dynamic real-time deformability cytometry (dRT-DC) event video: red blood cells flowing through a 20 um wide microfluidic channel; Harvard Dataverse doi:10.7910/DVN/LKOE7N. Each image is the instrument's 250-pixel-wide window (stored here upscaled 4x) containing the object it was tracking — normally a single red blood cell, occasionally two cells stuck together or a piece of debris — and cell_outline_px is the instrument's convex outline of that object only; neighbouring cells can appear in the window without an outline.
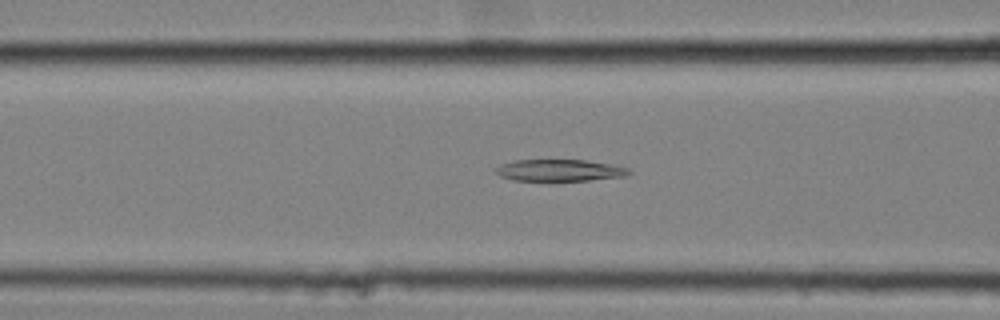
{"species": "common noctule bat (a hibernating species)", "species_latin": "Nyctalus noctula", "temperature_condition": "cold", "stored_images_in_passage": 46, "camera_frame_rate_fps": 3000, "um_per_image_px": 0.085, "animal": {"sex": "female", "body_mass_g": 25.1}, "frame": {"image": 1, "passage_image": 12, "time_ms": 3.667, "image_size_px": [1000, 320], "cell_outline_px": [[632, 172], [628, 176], [588, 180], [512, 180], [500, 176], [496, 172], [496, 168], [500, 164], [512, 160], [584, 160], [612, 164], [628, 168]], "centroid_in_image_um": [47.58, 14.47], "position_along_channel_um": 119.0, "area_um2": 16.82}}
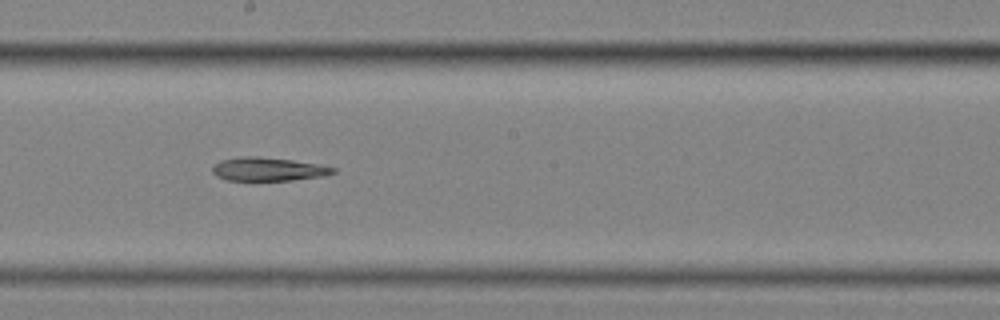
{"frame": {"image": 2, "passage_image": 21, "time_ms": 6.667, "image_size_px": [1000, 320], "cell_outline_px": [[336, 172], [324, 176], [292, 180], [228, 180], [216, 176], [212, 172], [212, 168], [220, 160], [240, 156], [256, 156], [292, 160], [316, 164], [336, 168]], "centroid_in_image_um": [22.78, 14.38], "position_along_channel_um": 225.4, "area_um2": 16.42}}
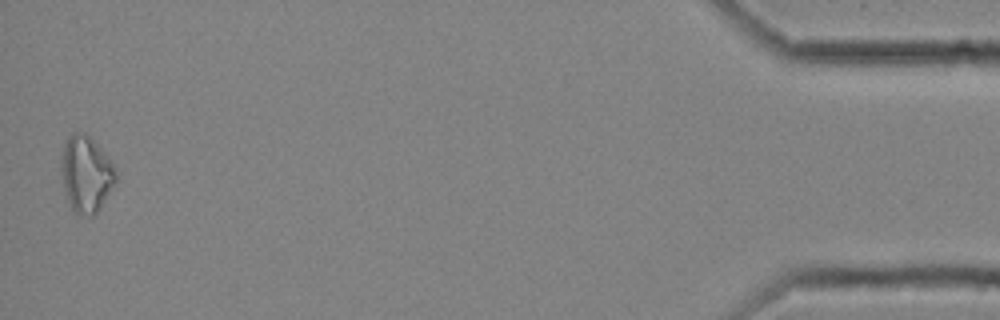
{"frame": {"image": 3, "passage_image": 45, "time_ms": 14.667, "image_size_px": [1000, 320], "cell_outline_px": [[116, 180], [100, 208], [92, 216], [76, 216], [64, 192], [60, 168], [60, 160], [64, 144], [68, 136], [72, 132], [84, 132], [112, 160], [116, 168]], "centroid_in_image_um": [7.29, 14.8], "position_along_channel_um": 427.9, "area_um2": 24.51}}